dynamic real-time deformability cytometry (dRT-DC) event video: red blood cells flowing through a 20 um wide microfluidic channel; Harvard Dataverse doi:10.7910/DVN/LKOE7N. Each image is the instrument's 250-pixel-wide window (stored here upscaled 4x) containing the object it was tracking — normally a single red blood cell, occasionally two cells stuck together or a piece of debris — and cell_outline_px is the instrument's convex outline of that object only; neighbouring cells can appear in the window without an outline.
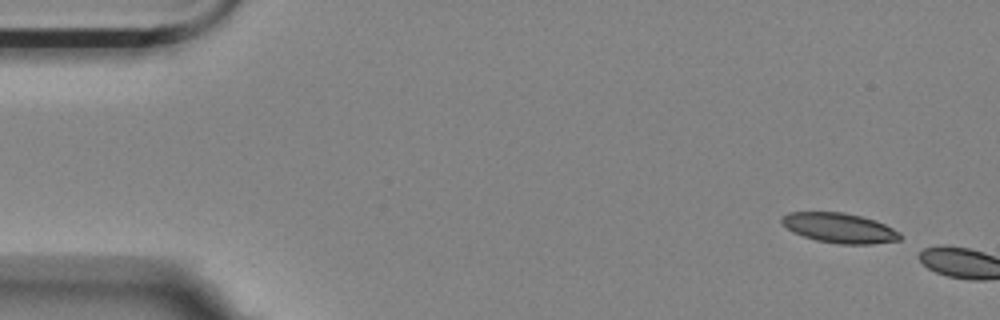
{"species": "Egyptian fruit bat (a non-hibernating species)", "species_latin": "Rousettus aegyptiacus", "temperature_condition": "room temperature", "stored_images_in_passage": 3, "camera_frame_rate_fps": 3000, "um_per_image_px": 0.085, "animal": {"sex": "female"}, "frame": {"image": 1, "passage_image": 1, "time_ms": 0.0, "image_size_px": [1000, 320], "cell_outline_px": [[900, 240], [872, 244], [840, 244], [816, 240], [792, 232], [780, 220], [780, 216], [788, 212], [844, 212], [876, 220], [900, 232]], "centroid_in_image_um": [71.34, 19.37], "position_along_channel_um": 13.7, "area_um2": 20.58}}